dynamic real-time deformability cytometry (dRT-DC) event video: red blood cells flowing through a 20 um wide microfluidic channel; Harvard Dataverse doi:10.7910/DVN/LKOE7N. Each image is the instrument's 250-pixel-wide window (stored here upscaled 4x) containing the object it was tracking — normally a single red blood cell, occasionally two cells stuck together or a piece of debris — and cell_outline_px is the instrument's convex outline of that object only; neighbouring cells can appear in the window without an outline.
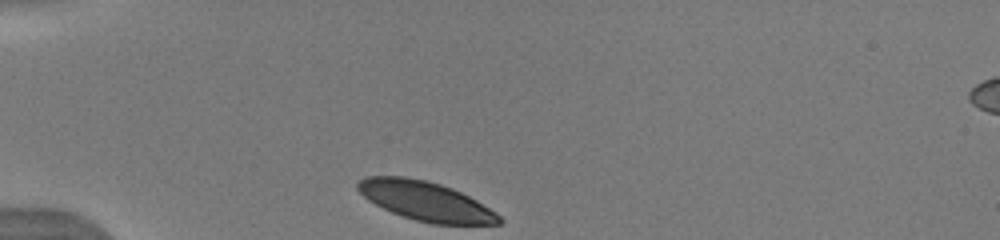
{"species": "human", "species_latin": "Homo sapiens", "temperature_condition": "warm", "stored_images_in_passage": 5, "camera_frame_rate_fps": 3000, "um_per_image_px": 0.085, "donor": {"sex": "male"}, "frame": {"image": 1, "passage_image": 1, "time_ms": 0.0, "image_size_px": [1000, 240], "cell_outline_px": [[504, 220], [500, 224], [432, 224], [416, 220], [392, 212], [368, 200], [356, 188], [356, 184], [364, 176], [404, 176], [428, 180], [452, 188], [476, 200], [496, 212]], "centroid_in_image_um": [36.18, 17.08], "position_along_channel_um": 48.8, "area_um2": 32.19}}